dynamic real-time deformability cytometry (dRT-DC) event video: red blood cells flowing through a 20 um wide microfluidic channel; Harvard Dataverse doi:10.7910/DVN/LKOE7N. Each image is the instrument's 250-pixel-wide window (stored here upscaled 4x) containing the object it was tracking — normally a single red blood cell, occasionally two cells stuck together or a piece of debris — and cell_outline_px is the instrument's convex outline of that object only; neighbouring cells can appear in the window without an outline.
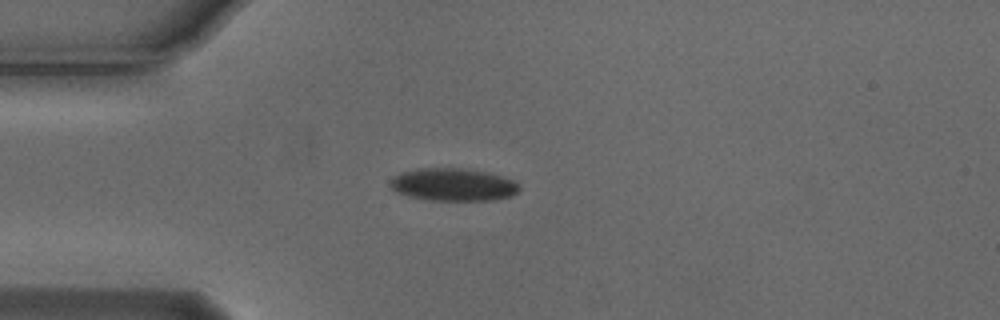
{"species": "Egyptian fruit bat (a non-hibernating species)", "species_latin": "Rousettus aegyptiacus", "temperature_condition": "cold", "stored_images_in_passage": 6, "camera_frame_rate_fps": 3000, "um_per_image_px": 0.085, "animal": {"sex": "male"}, "frame": {"image": 1, "passage_image": 3, "time_ms": 0.667, "image_size_px": [1000, 320], "cell_outline_px": [[520, 188], [512, 196], [492, 200], [432, 200], [408, 196], [396, 192], [388, 184], [400, 172], [420, 168], [464, 168], [488, 172], [512, 180], [520, 184]], "centroid_in_image_um": [38.52, 15.69], "position_along_channel_um": 46.5, "area_um2": 24.51}}
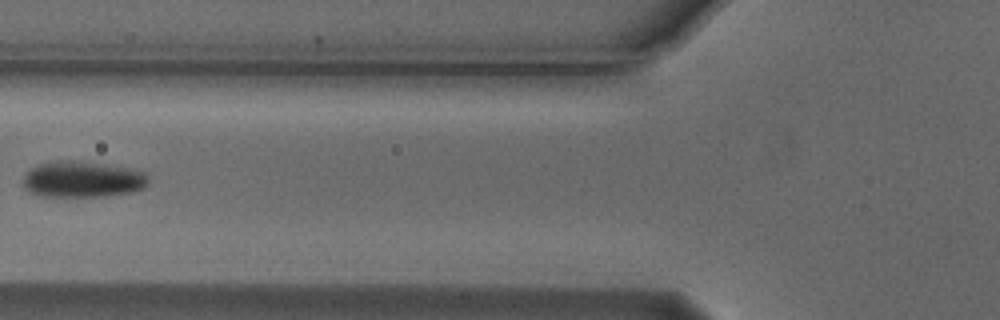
{"frame": {"image": 2, "passage_image": 5, "time_ms": 1.333, "image_size_px": [1000, 320], "cell_outline_px": [[148, 184], [144, 188], [128, 192], [104, 196], [40, 196], [28, 192], [24, 188], [24, 176], [32, 168], [40, 164], [60, 160], [104, 164], [144, 172], [148, 176]], "centroid_in_image_um": [6.99, 15.26], "position_along_channel_um": 118.8, "area_um2": 25.89}}
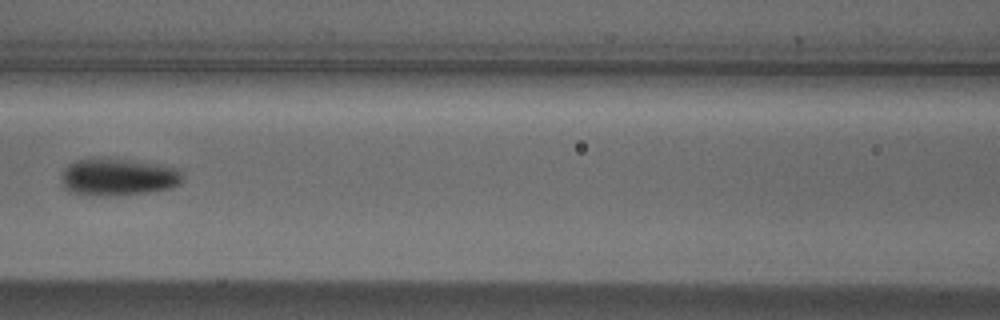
{"frame": {"image": 3, "passage_image": 6, "time_ms": 1.667, "image_size_px": [1000, 320], "cell_outline_px": [[184, 180], [180, 184], [172, 188], [148, 192], [116, 196], [84, 196], [68, 192], [64, 188], [60, 180], [60, 176], [64, 168], [68, 164], [76, 160], [100, 156], [108, 156], [160, 164], [180, 168], [184, 176]], "centroid_in_image_um": [10.01, 15.03], "position_along_channel_um": 156.6, "area_um2": 27.74}}